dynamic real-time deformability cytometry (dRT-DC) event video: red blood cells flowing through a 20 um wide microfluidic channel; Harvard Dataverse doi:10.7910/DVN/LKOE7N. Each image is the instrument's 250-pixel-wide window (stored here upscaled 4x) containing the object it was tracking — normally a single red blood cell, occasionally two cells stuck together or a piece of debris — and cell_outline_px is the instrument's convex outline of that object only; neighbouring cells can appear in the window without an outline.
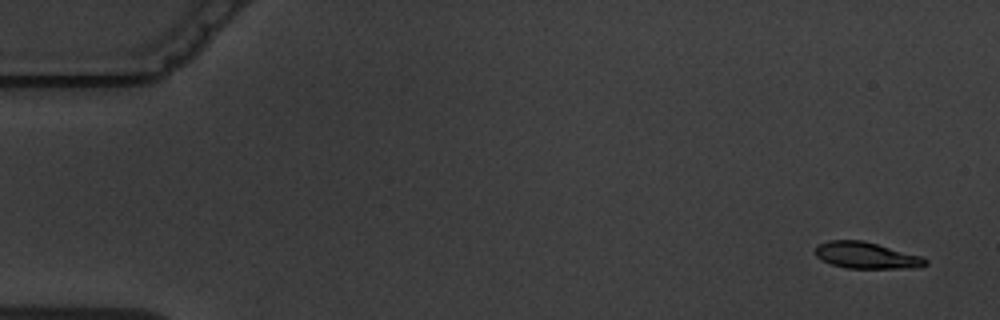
{"species": "common noctule bat (a hibernating species)", "species_latin": "Nyctalus noctula", "temperature_condition": "warm", "stored_images_in_passage": 5, "camera_frame_rate_fps": 3000, "um_per_image_px": 0.085, "animal": {"sex": "male", "body_mass_g": 19.5, "forearm_length_mm": 54.6}, "frame": {"image": 1, "passage_image": 1, "time_ms": 0.0, "image_size_px": [1000, 320], "cell_outline_px": [[928, 264], [920, 268], [844, 268], [820, 260], [816, 256], [816, 244], [828, 240], [864, 240], [920, 256], [928, 260]], "centroid_in_image_um": [73.62, 21.71], "position_along_channel_um": 11.4, "area_um2": 17.11}}
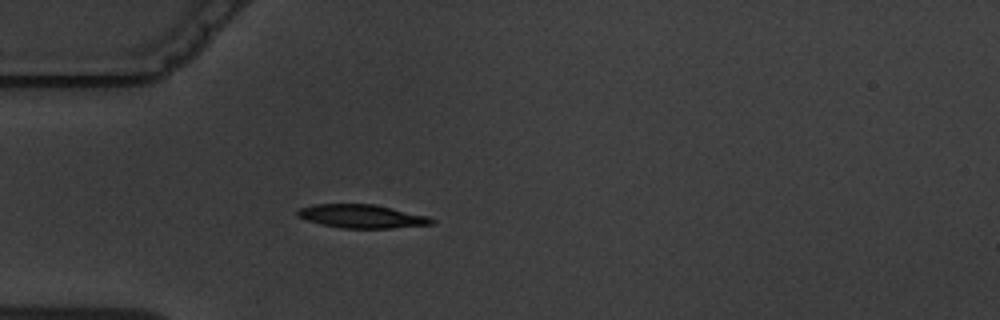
{"frame": {"image": 2, "passage_image": 5, "time_ms": 4.667, "image_size_px": [1000, 320], "cell_outline_px": [[436, 220], [432, 224], [392, 228], [340, 228], [308, 220], [296, 216], [296, 212], [300, 208], [312, 204], [372, 204], [428, 216]], "centroid_in_image_um": [30.74, 18.38], "position_along_channel_um": 54.3, "area_um2": 18.15}}